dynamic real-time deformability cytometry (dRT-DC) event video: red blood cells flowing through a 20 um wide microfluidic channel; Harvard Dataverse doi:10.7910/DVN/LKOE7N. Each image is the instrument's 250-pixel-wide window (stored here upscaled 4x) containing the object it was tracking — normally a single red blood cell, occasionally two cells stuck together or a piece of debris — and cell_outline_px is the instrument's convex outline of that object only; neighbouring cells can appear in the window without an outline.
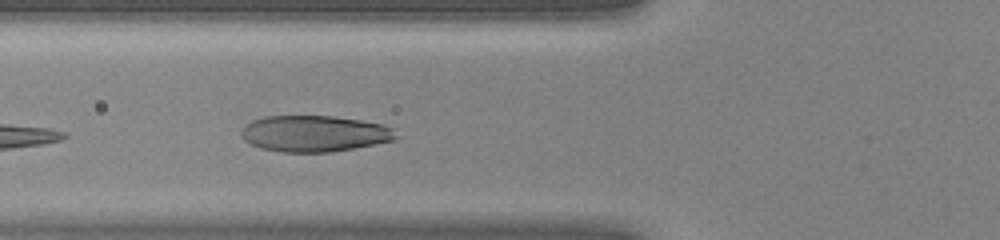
{"species": "human", "species_latin": "Homo sapiens", "temperature_condition": "warm", "stored_images_in_passage": 30, "camera_frame_rate_fps": 3000, "um_per_image_px": 0.085, "donor": {"sex": "female"}, "frame": {"image": 1, "passage_image": 3, "time_ms": 0.667, "image_size_px": [1000, 240], "cell_outline_px": [[396, 140], [376, 144], [332, 152], [284, 152], [260, 148], [244, 140], [240, 136], [240, 132], [244, 124], [252, 120], [264, 116], [332, 116], [360, 120], [384, 124], [392, 128], [396, 136]], "centroid_in_image_um": [26.7, 11.35], "position_along_channel_um": 99.1, "area_um2": 32.83}}
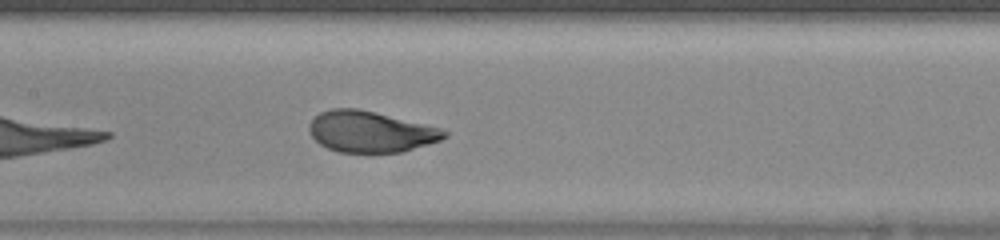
{"frame": {"image": 2, "passage_image": 8, "time_ms": 2.333, "image_size_px": [1000, 240], "cell_outline_px": [[448, 136], [440, 140], [428, 144], [400, 152], [340, 152], [328, 148], [320, 144], [308, 132], [308, 124], [320, 112], [332, 108], [356, 108], [440, 128], [448, 132]], "centroid_in_image_um": [31.45, 11.2], "position_along_channel_um": 175.9, "area_um2": 31.91}}
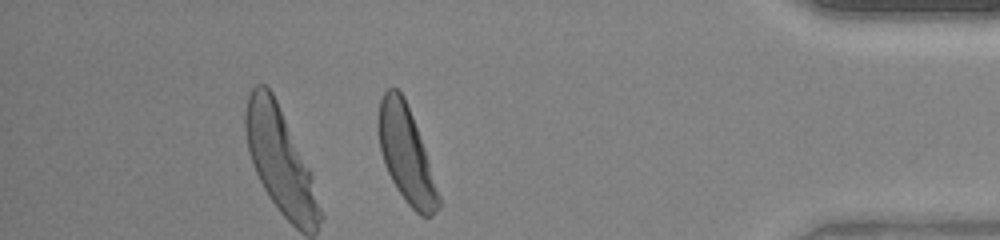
{"frame": {"image": 3, "passage_image": 25, "time_ms": 8.0, "image_size_px": [1000, 240], "cell_outline_px": [[440, 208], [432, 216], [420, 216], [404, 200], [396, 188], [384, 164], [380, 152], [376, 128], [376, 124], [380, 100], [384, 92], [388, 88], [396, 88], [404, 96], [412, 116], [424, 148], [440, 196]], "centroid_in_image_um": [34.49, 13.13], "position_along_channel_um": 400.7, "area_um2": 33.64}}